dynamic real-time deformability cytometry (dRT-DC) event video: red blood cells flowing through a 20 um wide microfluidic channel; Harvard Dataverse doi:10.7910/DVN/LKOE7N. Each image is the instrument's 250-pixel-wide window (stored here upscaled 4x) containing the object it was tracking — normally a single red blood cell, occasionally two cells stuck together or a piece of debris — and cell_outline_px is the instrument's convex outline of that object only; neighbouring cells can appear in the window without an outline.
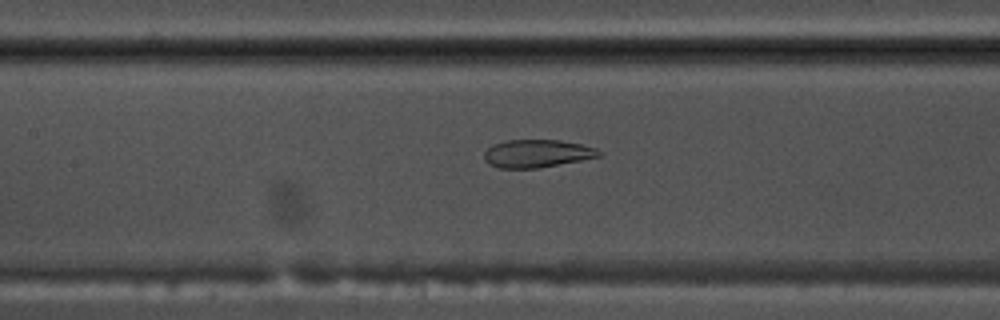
{"species": "common noctule bat (a hibernating species)", "species_latin": "Nyctalus noctula", "temperature_condition": "warm", "stored_images_in_passage": 37, "camera_frame_rate_fps": 3000, "um_per_image_px": 0.085, "animal": {"sex": "male", "body_mass_g": 17.5, "forearm_length_mm": 52.3}, "frame": {"image": 1, "passage_image": 8, "time_ms": 2.333, "image_size_px": [1000, 320], "cell_outline_px": [[600, 156], [580, 160], [536, 168], [500, 168], [488, 164], [484, 160], [484, 152], [492, 144], [508, 140], [560, 140], [580, 144], [596, 148], [600, 152]], "centroid_in_image_um": [45.59, 13.04], "position_along_channel_um": 161.8, "area_um2": 18.44}}
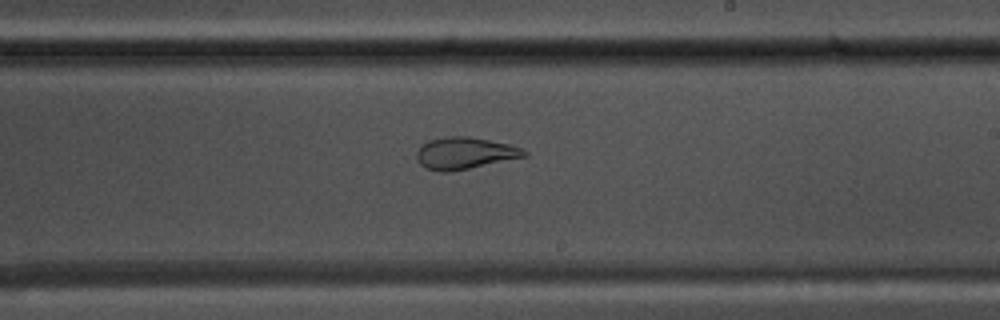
{"frame": {"image": 2, "passage_image": 15, "time_ms": 4.667, "image_size_px": [1000, 320], "cell_outline_px": [[528, 156], [452, 172], [440, 172], [428, 168], [420, 164], [416, 160], [416, 152], [420, 144], [428, 140], [448, 136], [468, 136], [508, 144], [520, 148], [528, 152]], "centroid_in_image_um": [39.47, 13.02], "position_along_channel_um": 249.5, "area_um2": 20.11}}
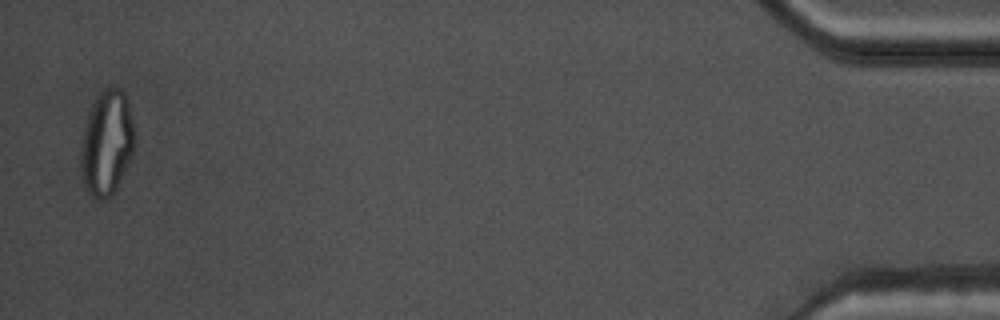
{"frame": {"image": 3, "passage_image": 36, "time_ms": 11.667, "image_size_px": [1000, 320], "cell_outline_px": [[132, 152], [112, 192], [104, 200], [100, 200], [92, 196], [88, 192], [84, 184], [80, 168], [80, 152], [84, 128], [88, 112], [92, 104], [100, 92], [104, 88], [120, 88], [124, 92], [128, 100], [132, 124]], "centroid_in_image_um": [9.01, 12.1], "position_along_channel_um": 426.2, "area_um2": 31.85}}